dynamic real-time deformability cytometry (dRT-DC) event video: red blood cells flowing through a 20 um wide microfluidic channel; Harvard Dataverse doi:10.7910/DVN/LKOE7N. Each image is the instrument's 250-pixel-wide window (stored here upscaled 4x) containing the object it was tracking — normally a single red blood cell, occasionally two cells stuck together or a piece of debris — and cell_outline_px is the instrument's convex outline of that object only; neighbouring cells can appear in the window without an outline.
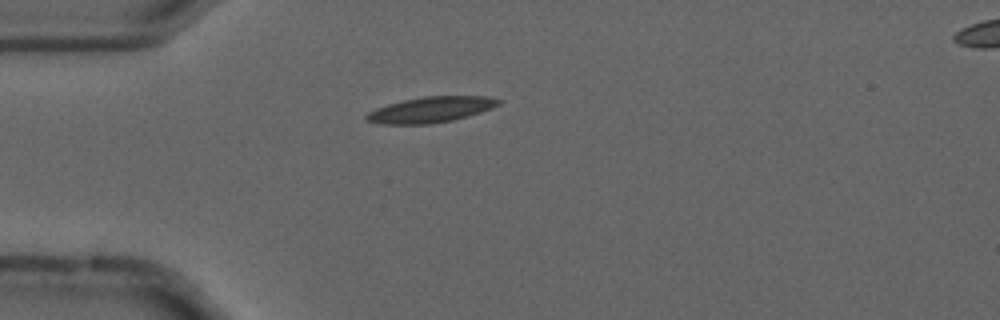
{"species": "common noctule bat (a hibernating species)", "species_latin": "Nyctalus noctula", "temperature_condition": "cold", "stored_images_in_passage": 42, "camera_frame_rate_fps": 3000, "um_per_image_px": 0.085, "animal": {"sex": "male", "forearm_length_mm": 52.5}, "frame": {"image": 1, "passage_image": 2, "time_ms": 0.333, "image_size_px": [1000, 320], "cell_outline_px": [[504, 100], [500, 104], [480, 112], [468, 116], [452, 120], [428, 124], [380, 124], [368, 120], [364, 116], [368, 112], [376, 108], [388, 104], [404, 100], [424, 96], [488, 96]], "centroid_in_image_um": [36.63, 9.31], "position_along_channel_um": 48.4, "area_um2": 19.71}}
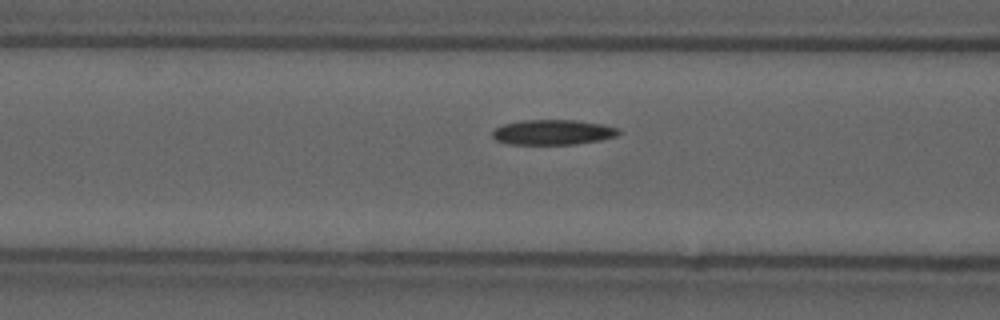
{"frame": {"image": 2, "passage_image": 9, "time_ms": 2.667, "image_size_px": [1000, 320], "cell_outline_px": [[620, 132], [616, 136], [600, 140], [572, 144], [508, 144], [496, 140], [492, 136], [492, 132], [496, 128], [504, 124], [520, 120], [576, 120], [604, 124], [620, 128]], "centroid_in_image_um": [47.01, 11.23], "position_along_channel_um": 119.6, "area_um2": 18.5}}
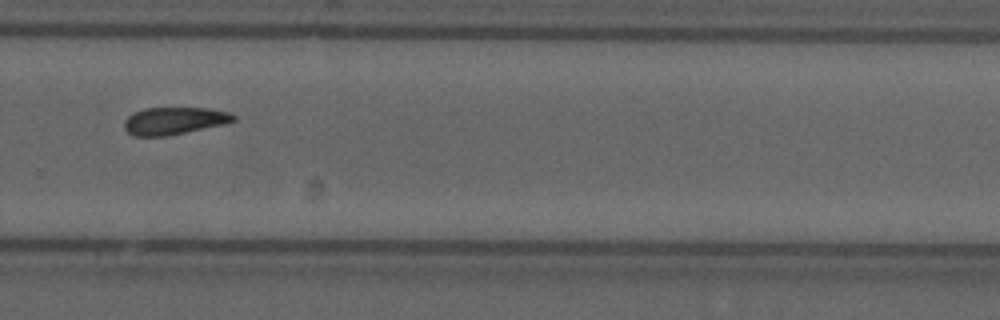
{"frame": {"image": 3, "passage_image": 25, "time_ms": 8.0, "image_size_px": [1000, 320], "cell_outline_px": [[236, 120], [224, 124], [164, 136], [132, 136], [124, 128], [124, 120], [132, 112], [144, 108], [208, 108], [228, 112], [236, 116]], "centroid_in_image_um": [14.76, 10.26], "position_along_channel_um": 315.0, "area_um2": 17.34}}